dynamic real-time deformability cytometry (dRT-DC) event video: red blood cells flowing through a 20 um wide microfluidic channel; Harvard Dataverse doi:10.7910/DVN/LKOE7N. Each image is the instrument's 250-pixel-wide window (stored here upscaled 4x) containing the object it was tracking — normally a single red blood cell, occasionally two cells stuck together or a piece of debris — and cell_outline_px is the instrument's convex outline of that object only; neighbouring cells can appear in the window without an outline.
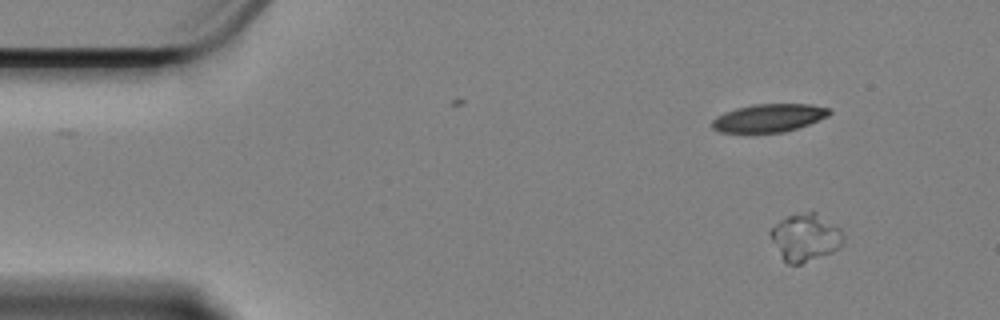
{"species": "Egyptian fruit bat (a non-hibernating species)", "species_latin": "Rousettus aegyptiacus", "temperature_condition": "cold", "stored_images_in_passage": 37, "camera_frame_rate_fps": 3000, "um_per_image_px": 0.085, "animal": {"sex": "female"}, "frame": {"image": 1, "passage_image": 6, "time_ms": 1.667, "image_size_px": [1000, 320], "cell_outline_px": [[844, 244], [832, 252], [800, 264], [788, 264], [784, 260], [772, 240], [768, 232], [780, 220], [788, 216], [808, 212], [816, 212], [840, 228], [844, 236]], "centroid_in_image_um": [68.48, 20.18], "position_along_channel_um": 16.5, "area_um2": 19.88}}